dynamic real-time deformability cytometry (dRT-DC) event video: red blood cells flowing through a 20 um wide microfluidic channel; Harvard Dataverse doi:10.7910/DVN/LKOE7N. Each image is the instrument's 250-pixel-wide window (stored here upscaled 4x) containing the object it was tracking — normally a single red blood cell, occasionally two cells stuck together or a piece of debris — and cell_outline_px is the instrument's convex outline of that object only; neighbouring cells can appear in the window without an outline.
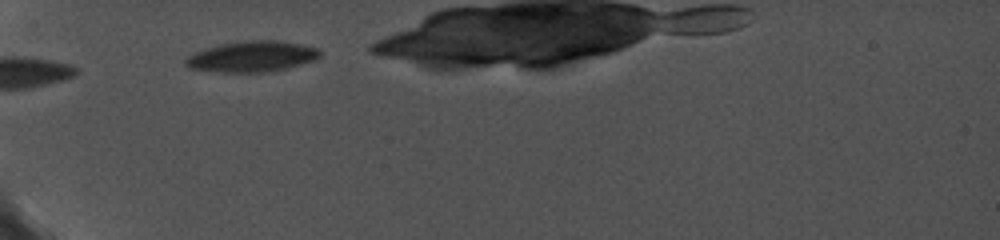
{"species": "common noctule bat (a hibernating species)", "species_latin": "Nyctalus noctula", "temperature_condition": "cold", "stored_images_in_passage": 11, "camera_frame_rate_fps": 5000, "um_per_image_px": 0.085, "animal": {"sex": "female", "body_mass_g": 19.0, "forearm_length_mm": 56.7}, "frame": {"image": 1, "passage_image": 1, "time_ms": 0.0, "image_size_px": [1000, 240], "cell_outline_px": [[324, 52], [320, 56], [312, 60], [284, 68], [260, 72], [224, 72], [192, 68], [184, 64], [184, 60], [188, 56], [196, 52], [220, 44], [252, 40], [276, 40], [300, 44], [320, 48]], "centroid_in_image_um": [21.44, 4.79], "position_along_channel_um": 63.6, "area_um2": 23.58}}
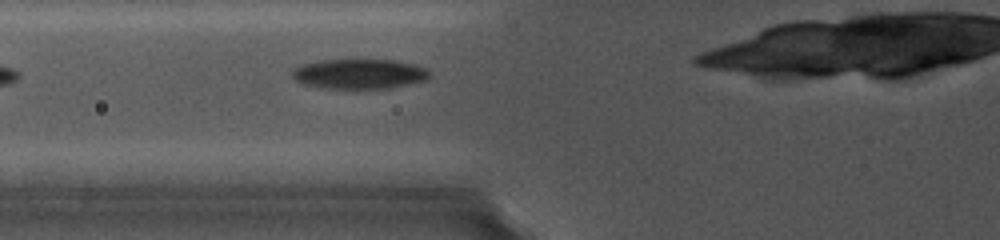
{"frame": {"image": 2, "passage_image": 2, "time_ms": 1.2, "image_size_px": [1000, 240], "cell_outline_px": [[428, 76], [424, 80], [388, 88], [332, 88], [312, 84], [296, 80], [292, 76], [292, 72], [296, 68], [304, 64], [324, 60], [396, 60], [412, 64], [424, 68], [428, 72]], "centroid_in_image_um": [30.57, 6.26], "position_along_channel_um": 95.2, "area_um2": 22.95}}
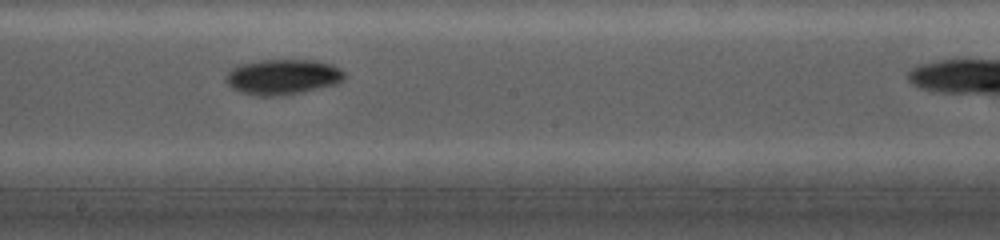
{"frame": {"image": 3, "passage_image": 5, "time_ms": 4.6, "image_size_px": [1000, 240], "cell_outline_px": [[344, 80], [336, 84], [296, 92], [272, 96], [264, 96], [244, 92], [236, 88], [228, 80], [228, 72], [232, 68], [240, 64], [260, 60], [316, 60], [332, 64], [340, 68], [344, 72]], "centroid_in_image_um": [24.11, 6.49], "position_along_channel_um": 224.1, "area_um2": 23.58}}